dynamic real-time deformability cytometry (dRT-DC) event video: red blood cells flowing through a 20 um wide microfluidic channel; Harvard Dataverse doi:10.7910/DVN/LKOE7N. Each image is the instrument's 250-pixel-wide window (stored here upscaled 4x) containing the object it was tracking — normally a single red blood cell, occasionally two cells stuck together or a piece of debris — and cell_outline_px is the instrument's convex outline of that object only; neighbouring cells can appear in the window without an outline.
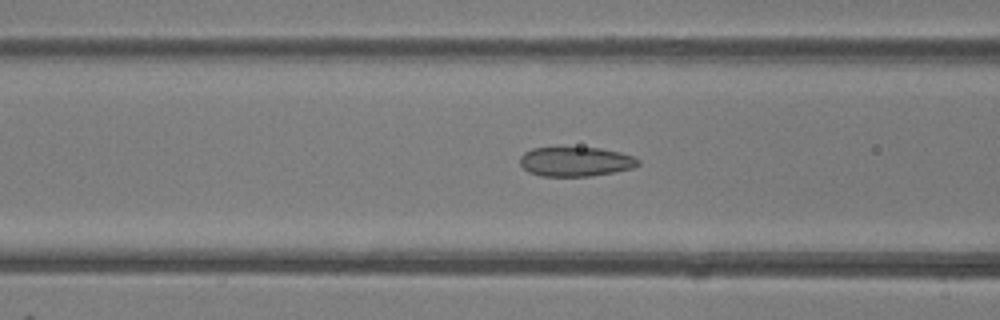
{"species": "common noctule bat (a hibernating species)", "species_latin": "Nyctalus noctula", "temperature_condition": "room temperature", "stored_images_in_passage": 47, "camera_frame_rate_fps": 3000, "um_per_image_px": 0.085, "animal": {"sex": "female"}, "frame": {"image": 1, "passage_image": 18, "time_ms": 5.667, "image_size_px": [1000, 320], "cell_outline_px": [[640, 164], [632, 168], [616, 172], [588, 176], [540, 176], [528, 172], [520, 164], [520, 156], [524, 152], [532, 148], [600, 148], [620, 152], [632, 156], [640, 160]], "centroid_in_image_um": [48.92, 13.74], "position_along_channel_um": 117.7, "area_um2": 20.29}}
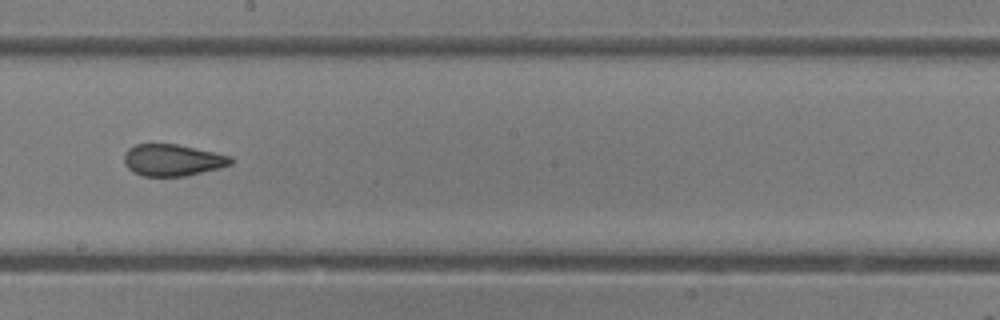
{"frame": {"image": 2, "passage_image": 26, "time_ms": 8.333, "image_size_px": [1000, 320], "cell_outline_px": [[232, 164], [188, 176], [144, 176], [132, 172], [124, 164], [124, 152], [128, 148], [136, 144], [176, 144], [232, 156]], "centroid_in_image_um": [14.63, 13.61], "position_along_channel_um": 233.6, "area_um2": 19.71}}
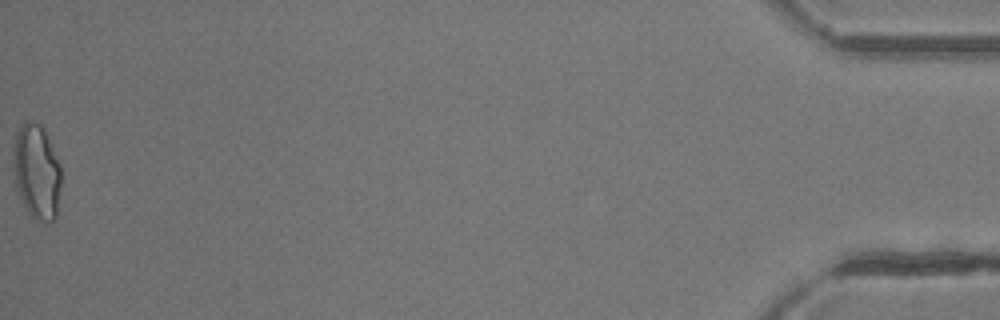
{"frame": {"image": 3, "passage_image": 47, "time_ms": 15.333, "image_size_px": [1000, 320], "cell_outline_px": [[60, 184], [56, 220], [48, 224], [44, 224], [36, 220], [28, 212], [16, 188], [12, 148], [16, 132], [28, 120], [32, 120], [40, 124], [44, 128], [60, 164]], "centroid_in_image_um": [3.12, 14.61], "position_along_channel_um": 432.1, "area_um2": 26.65}, "authors_computed_cell_mechanics": {"area_um2": 21.2704, "velocity_mm_per_s": 4.3353, "shape_relaxation_time_tau1_ms": null, "shape_relaxation_time_tau2_ms": 1.1473, "deformation_change_tau1": null, "deformation_change_tau2": 0.0879}}